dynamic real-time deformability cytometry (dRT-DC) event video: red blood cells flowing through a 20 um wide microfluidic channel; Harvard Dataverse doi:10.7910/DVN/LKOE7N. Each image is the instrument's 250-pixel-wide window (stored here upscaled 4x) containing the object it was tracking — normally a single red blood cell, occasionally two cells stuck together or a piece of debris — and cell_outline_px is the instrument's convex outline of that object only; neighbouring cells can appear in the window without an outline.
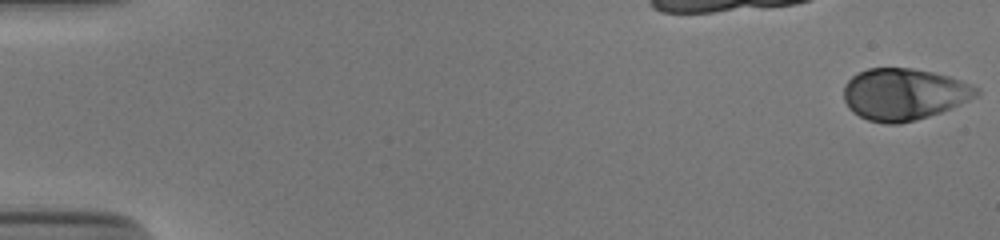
{"species": "human", "species_latin": "Homo sapiens", "temperature_condition": "cold", "stored_images_in_passage": 54, "camera_frame_rate_fps": 3000, "um_per_image_px": 0.085, "donor": {"sex": "male"}, "frame": {"image": 1, "passage_image": 1, "time_ms": 0.0, "image_size_px": [1000, 240], "cell_outline_px": [[980, 92], [976, 96], [968, 100], [940, 112], [916, 120], [900, 124], [888, 124], [868, 120], [852, 112], [848, 108], [844, 100], [844, 84], [852, 76], [868, 68], [912, 68], [932, 72], [948, 76], [972, 84], [980, 88]], "centroid_in_image_um": [76.82, 8.01], "position_along_channel_um": 8.2, "area_um2": 39.94}}
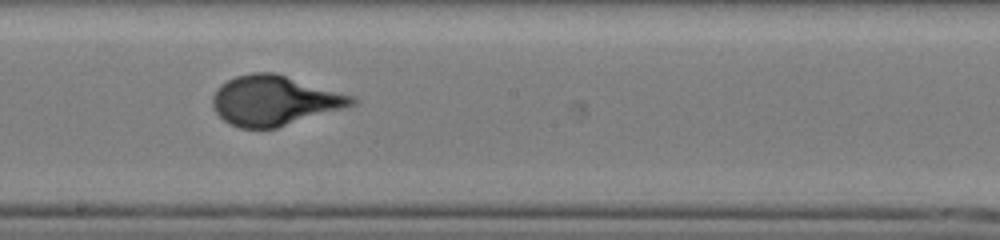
{"frame": {"image": 2, "passage_image": 31, "time_ms": 10.0, "image_size_px": [1000, 240], "cell_outline_px": [[356, 104], [276, 128], [240, 128], [228, 124], [212, 108], [212, 96], [216, 88], [220, 84], [236, 76], [252, 72], [276, 72], [356, 96]], "centroid_in_image_um": [23.31, 8.53], "position_along_channel_um": 224.9, "area_um2": 40.69}}
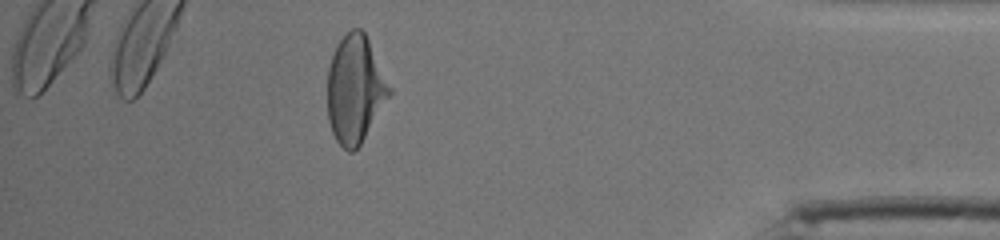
{"frame": {"image": 3, "passage_image": 48, "time_ms": 15.667, "image_size_px": [1000, 240], "cell_outline_px": [[392, 92], [360, 144], [352, 152], [348, 152], [336, 140], [332, 132], [328, 120], [328, 68], [332, 52], [336, 44], [352, 28], [360, 28], [364, 32], [392, 88]], "centroid_in_image_um": [30.17, 7.58], "position_along_channel_um": 405.0, "area_um2": 38.55}}